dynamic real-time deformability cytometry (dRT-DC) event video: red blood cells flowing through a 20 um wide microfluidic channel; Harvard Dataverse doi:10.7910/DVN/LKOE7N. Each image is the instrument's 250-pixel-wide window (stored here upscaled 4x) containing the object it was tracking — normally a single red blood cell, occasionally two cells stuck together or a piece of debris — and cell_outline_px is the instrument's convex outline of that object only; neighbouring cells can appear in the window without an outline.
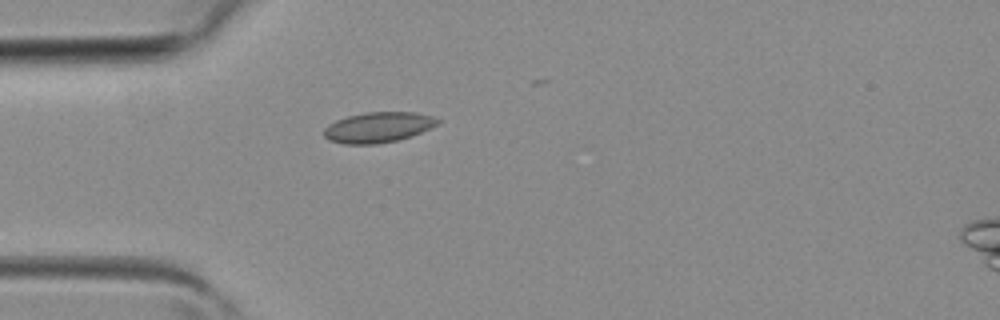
{"species": "common noctule bat (a hibernating species)", "species_latin": "Nyctalus noctula", "temperature_condition": "room temperature", "stored_images_in_passage": 1, "camera_frame_rate_fps": 3000, "um_per_image_px": 0.085, "animal": {"sex": "female", "body_mass_g": 19.3, "forearm_length_mm": 54.1}, "frame": {"image": 1, "passage_image": 1, "time_ms": 0.0, "image_size_px": [1000, 320], "cell_outline_px": [[440, 124], [412, 136], [396, 140], [376, 144], [344, 144], [328, 140], [324, 136], [324, 128], [328, 124], [336, 120], [348, 116], [364, 112], [416, 112], [432, 116], [440, 120]], "centroid_in_image_um": [32.15, 10.82], "position_along_channel_um": 52.9, "area_um2": 20.29}}